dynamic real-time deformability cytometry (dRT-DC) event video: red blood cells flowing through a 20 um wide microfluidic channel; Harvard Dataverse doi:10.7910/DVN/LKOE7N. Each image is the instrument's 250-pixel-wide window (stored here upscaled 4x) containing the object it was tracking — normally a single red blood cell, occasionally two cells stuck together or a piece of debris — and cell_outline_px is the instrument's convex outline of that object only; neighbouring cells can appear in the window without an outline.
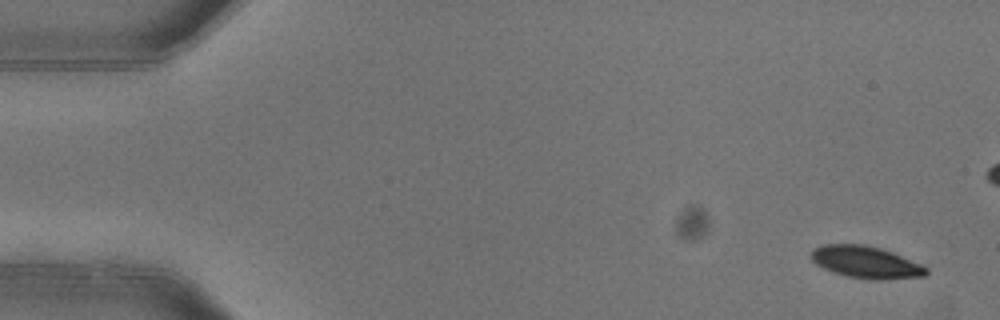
{"species": "common noctule bat (a hibernating species)", "species_latin": "Nyctalus noctula", "temperature_condition": "warm", "stored_images_in_passage": 5, "camera_frame_rate_fps": 3000, "um_per_image_px": 0.085, "animal": {"sex": "female"}, "frame": {"image": 1, "passage_image": 1, "time_ms": 0.0, "image_size_px": [1000, 320], "cell_outline_px": [[928, 272], [924, 276], [880, 280], [868, 280], [848, 276], [832, 272], [816, 264], [808, 256], [812, 248], [824, 244], [864, 244], [880, 248], [892, 252], [920, 264], [928, 268]], "centroid_in_image_um": [73.55, 22.28], "position_along_channel_um": 11.5, "area_um2": 21.62}}